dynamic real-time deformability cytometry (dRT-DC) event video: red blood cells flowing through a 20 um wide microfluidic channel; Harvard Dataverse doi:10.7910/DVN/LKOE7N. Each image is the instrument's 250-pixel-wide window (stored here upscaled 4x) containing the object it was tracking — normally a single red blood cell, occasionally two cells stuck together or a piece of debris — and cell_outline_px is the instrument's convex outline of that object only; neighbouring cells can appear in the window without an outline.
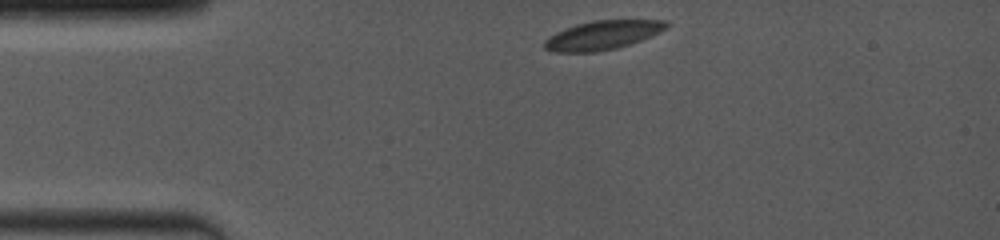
{"species": "common noctule bat (a hibernating species)", "species_latin": "Nyctalus noctula", "temperature_condition": "room temperature", "stored_images_in_passage": 20, "camera_frame_rate_fps": 4000, "um_per_image_px": 0.085, "animal": {"sex": "female", "body_mass_g": 19.0, "forearm_length_mm": 53.3}, "frame": {"image": 1, "passage_image": 1, "time_ms": 0.0, "image_size_px": [1000, 240], "cell_outline_px": [[668, 28], [640, 40], [616, 48], [592, 52], [556, 52], [544, 48], [544, 40], [548, 36], [556, 32], [576, 24], [592, 20], [668, 20]], "centroid_in_image_um": [51.2, 2.98], "position_along_channel_um": 33.8, "area_um2": 20.4}}
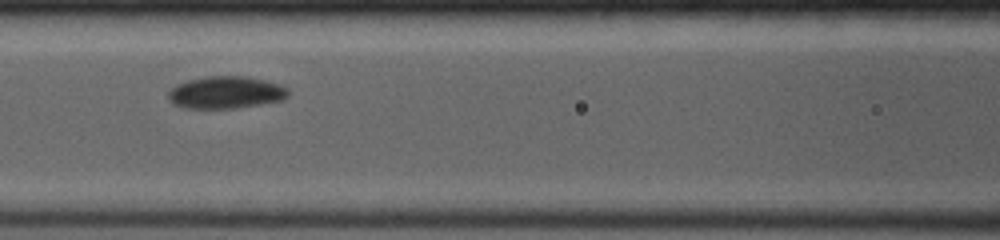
{"frame": {"image": 2, "passage_image": 12, "time_ms": 4.0, "image_size_px": [1000, 240], "cell_outline_px": [[288, 96], [284, 100], [236, 108], [184, 108], [172, 104], [168, 100], [168, 92], [176, 84], [188, 80], [208, 76], [240, 76], [264, 80], [280, 84], [288, 88]], "centroid_in_image_um": [19.18, 7.86], "position_along_channel_um": 147.4, "area_um2": 22.6}}
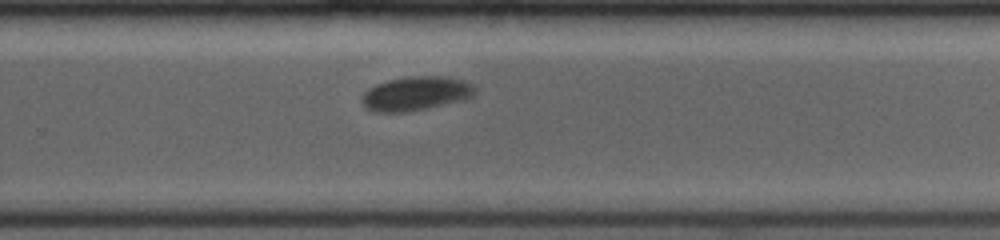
{"frame": {"image": 3, "passage_image": 20, "time_ms": 7.75, "image_size_px": [1000, 240], "cell_outline_px": [[476, 92], [472, 96], [464, 100], [428, 108], [408, 112], [372, 112], [364, 108], [360, 100], [360, 96], [368, 88], [376, 84], [388, 80], [408, 76], [448, 76], [464, 80], [472, 84], [476, 88]], "centroid_in_image_um": [35.32, 7.95], "position_along_channel_um": 294.5, "area_um2": 22.95}}